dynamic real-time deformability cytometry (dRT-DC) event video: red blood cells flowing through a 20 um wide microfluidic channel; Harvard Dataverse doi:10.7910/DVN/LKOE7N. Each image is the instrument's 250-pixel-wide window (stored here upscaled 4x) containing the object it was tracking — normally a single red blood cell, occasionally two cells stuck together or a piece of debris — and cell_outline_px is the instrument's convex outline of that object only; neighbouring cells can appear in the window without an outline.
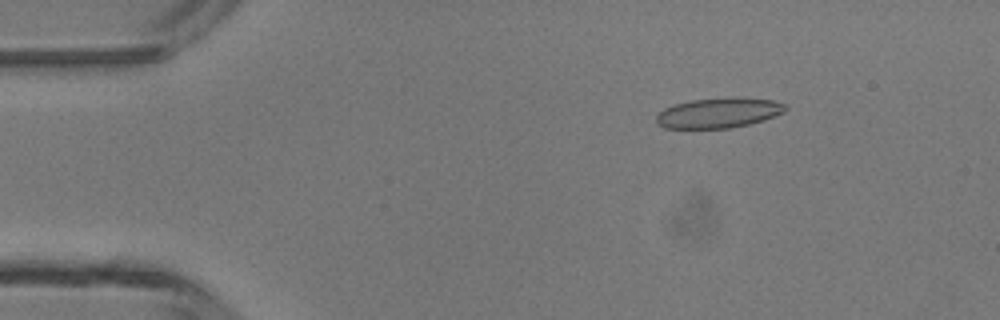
{"species": "common noctule bat (a hibernating species)", "species_latin": "Nyctalus noctula", "temperature_condition": "room temperature", "stored_images_in_passage": 47, "camera_frame_rate_fps": 3000, "um_per_image_px": 0.085, "animal": {"sex": "male", "body_mass_g": 13.3}, "frame": {"image": 1, "passage_image": 7, "time_ms": 2.0, "image_size_px": [1000, 320], "cell_outline_px": [[788, 108], [784, 112], [764, 120], [748, 124], [728, 128], [664, 128], [656, 124], [656, 116], [664, 108], [672, 104], [692, 100], [728, 96], [740, 96], [772, 100], [788, 104]], "centroid_in_image_um": [61.1, 9.57], "position_along_channel_um": 23.9, "area_um2": 23.12}}
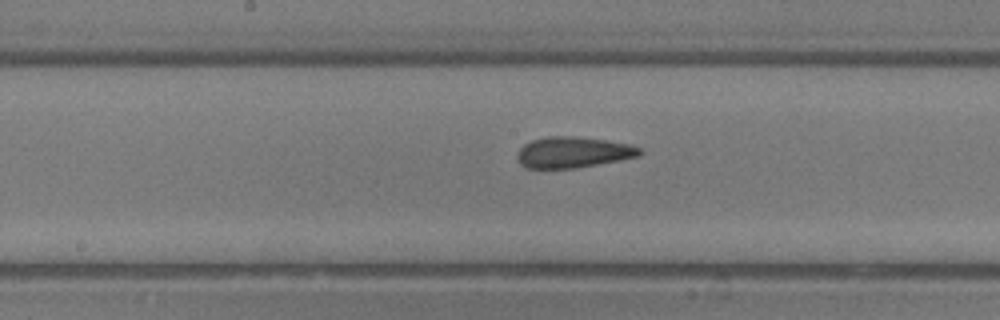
{"frame": {"image": 2, "passage_image": 24, "time_ms": 7.667, "image_size_px": [1000, 320], "cell_outline_px": [[644, 152], [640, 156], [620, 160], [572, 168], [528, 168], [520, 164], [516, 160], [516, 156], [520, 148], [524, 144], [532, 140], [548, 136], [572, 136], [604, 140], [632, 144], [640, 148]], "centroid_in_image_um": [48.71, 12.94], "position_along_channel_um": 199.5, "area_um2": 22.08}}
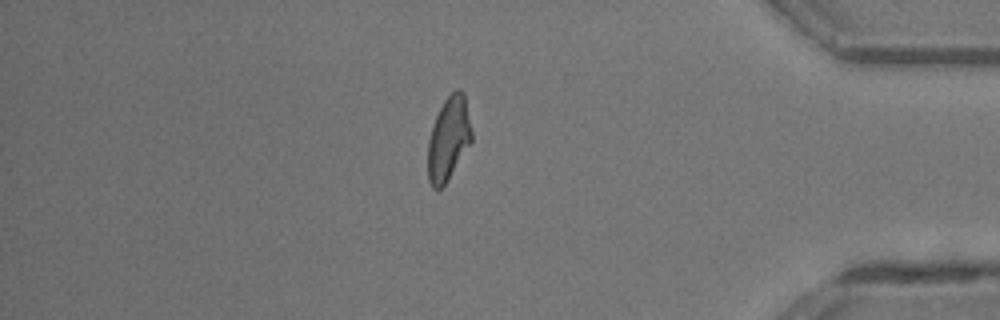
{"frame": {"image": 3, "passage_image": 40, "time_ms": 13.0, "image_size_px": [1000, 320], "cell_outline_px": [[472, 140], [448, 180], [440, 188], [432, 188], [428, 180], [428, 140], [436, 116], [444, 100], [456, 88], [460, 88], [464, 92], [472, 132]], "centroid_in_image_um": [38.13, 11.77], "position_along_channel_um": 397.1, "area_um2": 21.15}, "authors_computed_cell_mechanics": {"area_um2": 22.253, "velocity_mm_per_s": 4.3638, "shape_relaxation_time_tau1_ms": 10.5623, "shape_relaxation_time_tau2_ms": 1.9114, "deformation_change_tau1": 0.2367, "deformation_change_tau2": 0.0986}}